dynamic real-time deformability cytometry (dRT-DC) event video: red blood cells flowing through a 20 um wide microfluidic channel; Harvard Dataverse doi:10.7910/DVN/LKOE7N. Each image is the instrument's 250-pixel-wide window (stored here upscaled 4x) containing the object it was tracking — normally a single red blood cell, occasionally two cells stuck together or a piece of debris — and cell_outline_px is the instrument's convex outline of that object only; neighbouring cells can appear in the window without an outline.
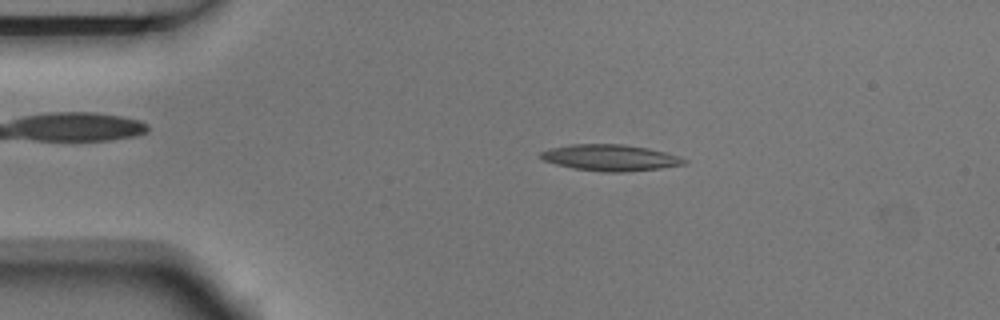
{"species": "Egyptian fruit bat (a non-hibernating species)", "species_latin": "Rousettus aegyptiacus", "temperature_condition": "room temperature", "stored_images_in_passage": 3, "camera_frame_rate_fps": 3000, "um_per_image_px": 0.085, "animal": {"sex": "male"}, "frame": {"image": 1, "passage_image": 1, "time_ms": 0.0, "image_size_px": [1000, 320], "cell_outline_px": [[688, 160], [684, 164], [660, 168], [624, 172], [604, 172], [572, 168], [556, 164], [544, 160], [540, 156], [540, 152], [548, 148], [572, 144], [624, 144], [648, 148], [680, 156]], "centroid_in_image_um": [51.86, 13.4], "position_along_channel_um": 33.1, "area_um2": 21.96}}
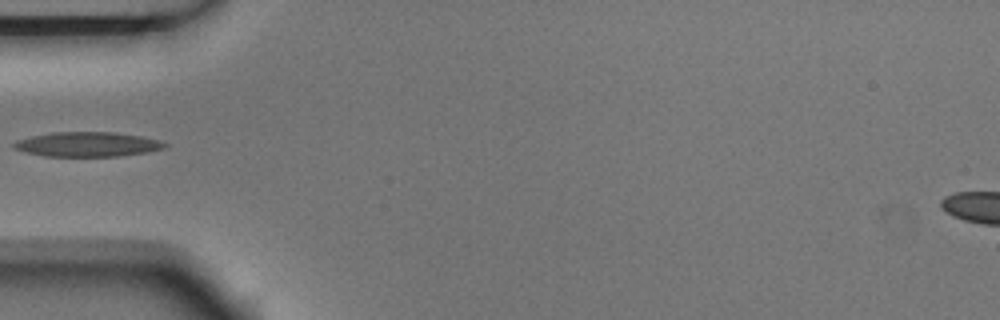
{"frame": {"image": 2, "passage_image": 3, "time_ms": 0.667, "image_size_px": [1000, 320], "cell_outline_px": [[168, 148], [148, 152], [120, 156], [44, 156], [24, 152], [12, 148], [12, 144], [16, 140], [32, 136], [52, 132], [116, 132], [144, 136], [160, 140], [168, 144]], "centroid_in_image_um": [7.47, 12.26], "position_along_channel_um": 77.5, "area_um2": 22.02}}